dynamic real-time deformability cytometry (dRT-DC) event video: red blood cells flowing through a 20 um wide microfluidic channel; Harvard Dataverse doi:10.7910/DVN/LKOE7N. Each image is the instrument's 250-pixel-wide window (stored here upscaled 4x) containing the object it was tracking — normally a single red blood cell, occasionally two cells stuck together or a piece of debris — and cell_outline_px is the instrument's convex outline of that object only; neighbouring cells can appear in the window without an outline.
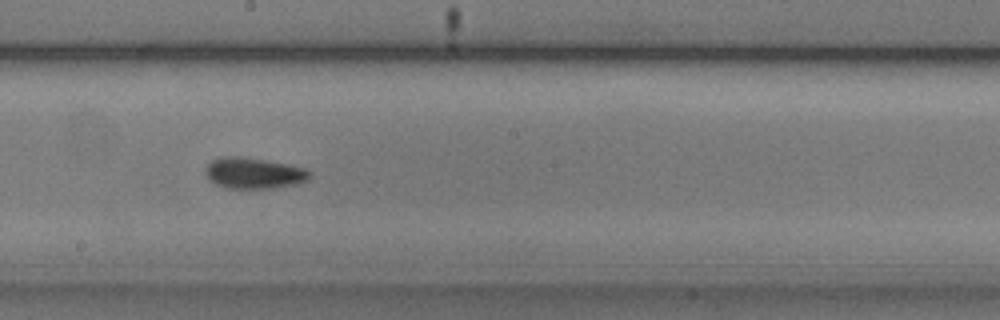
{"species": "common noctule bat (a hibernating species)", "species_latin": "Nyctalus noctula", "temperature_condition": "cold", "stored_images_in_passage": 20, "camera_frame_rate_fps": 3000, "um_per_image_px": 0.085, "animal": {"sex": "male", "body_mass_g": 20.5, "forearm_length_mm": 52.5}, "frame": {"image": 1, "passage_image": 16, "time_ms": 5.0, "image_size_px": [1000, 320], "cell_outline_px": [[312, 172], [308, 180], [296, 184], [276, 188], [228, 188], [216, 184], [208, 180], [204, 172], [204, 168], [212, 160], [220, 156], [240, 156], [288, 164], [308, 168]], "centroid_in_image_um": [21.57, 14.71], "position_along_channel_um": 226.6, "area_um2": 19.13}}